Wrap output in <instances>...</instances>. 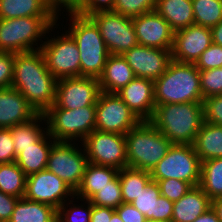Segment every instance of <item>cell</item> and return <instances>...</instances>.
<instances>
[{"label":"cell","mask_w":222,"mask_h":222,"mask_svg":"<svg viewBox=\"0 0 222 222\" xmlns=\"http://www.w3.org/2000/svg\"><path fill=\"white\" fill-rule=\"evenodd\" d=\"M56 84L40 49L15 53L11 87L26 98L37 114H44L54 104Z\"/></svg>","instance_id":"1"},{"label":"cell","mask_w":222,"mask_h":222,"mask_svg":"<svg viewBox=\"0 0 222 222\" xmlns=\"http://www.w3.org/2000/svg\"><path fill=\"white\" fill-rule=\"evenodd\" d=\"M149 122L172 144H193L204 122L203 102L155 105Z\"/></svg>","instance_id":"2"},{"label":"cell","mask_w":222,"mask_h":222,"mask_svg":"<svg viewBox=\"0 0 222 222\" xmlns=\"http://www.w3.org/2000/svg\"><path fill=\"white\" fill-rule=\"evenodd\" d=\"M155 105L204 102L200 70L194 63L171 60L166 71L154 81Z\"/></svg>","instance_id":"3"},{"label":"cell","mask_w":222,"mask_h":222,"mask_svg":"<svg viewBox=\"0 0 222 222\" xmlns=\"http://www.w3.org/2000/svg\"><path fill=\"white\" fill-rule=\"evenodd\" d=\"M69 26L66 31L77 43L80 53L81 76L99 78L110 56L104 39L95 22L78 13L68 14Z\"/></svg>","instance_id":"4"},{"label":"cell","mask_w":222,"mask_h":222,"mask_svg":"<svg viewBox=\"0 0 222 222\" xmlns=\"http://www.w3.org/2000/svg\"><path fill=\"white\" fill-rule=\"evenodd\" d=\"M57 21L55 16L0 19V51L20 53L41 49L42 39L45 40Z\"/></svg>","instance_id":"5"},{"label":"cell","mask_w":222,"mask_h":222,"mask_svg":"<svg viewBox=\"0 0 222 222\" xmlns=\"http://www.w3.org/2000/svg\"><path fill=\"white\" fill-rule=\"evenodd\" d=\"M127 167L151 172L172 143L149 121H141L126 135Z\"/></svg>","instance_id":"6"},{"label":"cell","mask_w":222,"mask_h":222,"mask_svg":"<svg viewBox=\"0 0 222 222\" xmlns=\"http://www.w3.org/2000/svg\"><path fill=\"white\" fill-rule=\"evenodd\" d=\"M44 115L47 131L55 141L81 143L95 130L96 105L76 109L50 107Z\"/></svg>","instance_id":"7"},{"label":"cell","mask_w":222,"mask_h":222,"mask_svg":"<svg viewBox=\"0 0 222 222\" xmlns=\"http://www.w3.org/2000/svg\"><path fill=\"white\" fill-rule=\"evenodd\" d=\"M58 26L63 25L56 23L48 30L47 37L40 49L44 56L46 67L57 80L79 77L81 76V65L77 43L65 28V31H63L65 33L57 31L58 35L54 33V36H52L53 33L51 32L55 28L57 30ZM59 33L61 34L59 35Z\"/></svg>","instance_id":"8"},{"label":"cell","mask_w":222,"mask_h":222,"mask_svg":"<svg viewBox=\"0 0 222 222\" xmlns=\"http://www.w3.org/2000/svg\"><path fill=\"white\" fill-rule=\"evenodd\" d=\"M151 180L177 179L198 186L201 180V160L192 144H172L150 172Z\"/></svg>","instance_id":"9"},{"label":"cell","mask_w":222,"mask_h":222,"mask_svg":"<svg viewBox=\"0 0 222 222\" xmlns=\"http://www.w3.org/2000/svg\"><path fill=\"white\" fill-rule=\"evenodd\" d=\"M78 144L79 142L55 141L46 167L74 191L80 186L88 163L82 144Z\"/></svg>","instance_id":"10"},{"label":"cell","mask_w":222,"mask_h":222,"mask_svg":"<svg viewBox=\"0 0 222 222\" xmlns=\"http://www.w3.org/2000/svg\"><path fill=\"white\" fill-rule=\"evenodd\" d=\"M81 144L89 163L118 170L127 167L125 135L94 130Z\"/></svg>","instance_id":"11"},{"label":"cell","mask_w":222,"mask_h":222,"mask_svg":"<svg viewBox=\"0 0 222 222\" xmlns=\"http://www.w3.org/2000/svg\"><path fill=\"white\" fill-rule=\"evenodd\" d=\"M141 120L117 93L100 92L96 102L95 130L126 135Z\"/></svg>","instance_id":"12"},{"label":"cell","mask_w":222,"mask_h":222,"mask_svg":"<svg viewBox=\"0 0 222 222\" xmlns=\"http://www.w3.org/2000/svg\"><path fill=\"white\" fill-rule=\"evenodd\" d=\"M98 26L110 55H123L138 44L132 18L112 11L89 16Z\"/></svg>","instance_id":"13"},{"label":"cell","mask_w":222,"mask_h":222,"mask_svg":"<svg viewBox=\"0 0 222 222\" xmlns=\"http://www.w3.org/2000/svg\"><path fill=\"white\" fill-rule=\"evenodd\" d=\"M73 196L75 191L47 169L26 177L24 198L27 200L47 204L58 210Z\"/></svg>","instance_id":"14"},{"label":"cell","mask_w":222,"mask_h":222,"mask_svg":"<svg viewBox=\"0 0 222 222\" xmlns=\"http://www.w3.org/2000/svg\"><path fill=\"white\" fill-rule=\"evenodd\" d=\"M100 92L97 78L79 76L59 79L55 102L51 107L76 109L96 105Z\"/></svg>","instance_id":"15"},{"label":"cell","mask_w":222,"mask_h":222,"mask_svg":"<svg viewBox=\"0 0 222 222\" xmlns=\"http://www.w3.org/2000/svg\"><path fill=\"white\" fill-rule=\"evenodd\" d=\"M212 43L211 28L190 25L174 32L171 59L181 63L195 64Z\"/></svg>","instance_id":"16"},{"label":"cell","mask_w":222,"mask_h":222,"mask_svg":"<svg viewBox=\"0 0 222 222\" xmlns=\"http://www.w3.org/2000/svg\"><path fill=\"white\" fill-rule=\"evenodd\" d=\"M135 77L157 80L165 71L171 59V50L135 45L123 55Z\"/></svg>","instance_id":"17"},{"label":"cell","mask_w":222,"mask_h":222,"mask_svg":"<svg viewBox=\"0 0 222 222\" xmlns=\"http://www.w3.org/2000/svg\"><path fill=\"white\" fill-rule=\"evenodd\" d=\"M137 42L140 45L171 50L174 31L155 10L132 18Z\"/></svg>","instance_id":"18"},{"label":"cell","mask_w":222,"mask_h":222,"mask_svg":"<svg viewBox=\"0 0 222 222\" xmlns=\"http://www.w3.org/2000/svg\"><path fill=\"white\" fill-rule=\"evenodd\" d=\"M141 121H149L155 110L154 81L135 77L117 92Z\"/></svg>","instance_id":"19"},{"label":"cell","mask_w":222,"mask_h":222,"mask_svg":"<svg viewBox=\"0 0 222 222\" xmlns=\"http://www.w3.org/2000/svg\"><path fill=\"white\" fill-rule=\"evenodd\" d=\"M36 115V111L17 89H0V128L26 123Z\"/></svg>","instance_id":"20"},{"label":"cell","mask_w":222,"mask_h":222,"mask_svg":"<svg viewBox=\"0 0 222 222\" xmlns=\"http://www.w3.org/2000/svg\"><path fill=\"white\" fill-rule=\"evenodd\" d=\"M147 220L171 222L174 202L161 196L159 186L151 180L131 203Z\"/></svg>","instance_id":"21"},{"label":"cell","mask_w":222,"mask_h":222,"mask_svg":"<svg viewBox=\"0 0 222 222\" xmlns=\"http://www.w3.org/2000/svg\"><path fill=\"white\" fill-rule=\"evenodd\" d=\"M134 78L132 68L122 55H110L98 81L102 92L117 93Z\"/></svg>","instance_id":"22"},{"label":"cell","mask_w":222,"mask_h":222,"mask_svg":"<svg viewBox=\"0 0 222 222\" xmlns=\"http://www.w3.org/2000/svg\"><path fill=\"white\" fill-rule=\"evenodd\" d=\"M209 208H211V199L199 185L194 186L174 202L171 222H193Z\"/></svg>","instance_id":"23"},{"label":"cell","mask_w":222,"mask_h":222,"mask_svg":"<svg viewBox=\"0 0 222 222\" xmlns=\"http://www.w3.org/2000/svg\"><path fill=\"white\" fill-rule=\"evenodd\" d=\"M55 140L48 131L28 148H20V154L16 157L15 163L26 176L45 170L50 150Z\"/></svg>","instance_id":"24"},{"label":"cell","mask_w":222,"mask_h":222,"mask_svg":"<svg viewBox=\"0 0 222 222\" xmlns=\"http://www.w3.org/2000/svg\"><path fill=\"white\" fill-rule=\"evenodd\" d=\"M155 11L174 32L194 24L192 0H157Z\"/></svg>","instance_id":"25"},{"label":"cell","mask_w":222,"mask_h":222,"mask_svg":"<svg viewBox=\"0 0 222 222\" xmlns=\"http://www.w3.org/2000/svg\"><path fill=\"white\" fill-rule=\"evenodd\" d=\"M118 169L87 163L80 186L75 191L78 198L90 200L118 174Z\"/></svg>","instance_id":"26"},{"label":"cell","mask_w":222,"mask_h":222,"mask_svg":"<svg viewBox=\"0 0 222 222\" xmlns=\"http://www.w3.org/2000/svg\"><path fill=\"white\" fill-rule=\"evenodd\" d=\"M192 145L201 162L222 158V126L204 121Z\"/></svg>","instance_id":"27"},{"label":"cell","mask_w":222,"mask_h":222,"mask_svg":"<svg viewBox=\"0 0 222 222\" xmlns=\"http://www.w3.org/2000/svg\"><path fill=\"white\" fill-rule=\"evenodd\" d=\"M8 222H57V209L24 197L19 198Z\"/></svg>","instance_id":"28"},{"label":"cell","mask_w":222,"mask_h":222,"mask_svg":"<svg viewBox=\"0 0 222 222\" xmlns=\"http://www.w3.org/2000/svg\"><path fill=\"white\" fill-rule=\"evenodd\" d=\"M9 129L14 141L17 157L20 154V148L33 146V144H35L47 132L46 117L44 114H37L30 121L15 125Z\"/></svg>","instance_id":"29"},{"label":"cell","mask_w":222,"mask_h":222,"mask_svg":"<svg viewBox=\"0 0 222 222\" xmlns=\"http://www.w3.org/2000/svg\"><path fill=\"white\" fill-rule=\"evenodd\" d=\"M54 16L43 0H0V19Z\"/></svg>","instance_id":"30"},{"label":"cell","mask_w":222,"mask_h":222,"mask_svg":"<svg viewBox=\"0 0 222 222\" xmlns=\"http://www.w3.org/2000/svg\"><path fill=\"white\" fill-rule=\"evenodd\" d=\"M123 203L131 204L151 181L148 171L125 167L118 171Z\"/></svg>","instance_id":"31"},{"label":"cell","mask_w":222,"mask_h":222,"mask_svg":"<svg viewBox=\"0 0 222 222\" xmlns=\"http://www.w3.org/2000/svg\"><path fill=\"white\" fill-rule=\"evenodd\" d=\"M199 186L211 200L222 197V158L201 162Z\"/></svg>","instance_id":"32"},{"label":"cell","mask_w":222,"mask_h":222,"mask_svg":"<svg viewBox=\"0 0 222 222\" xmlns=\"http://www.w3.org/2000/svg\"><path fill=\"white\" fill-rule=\"evenodd\" d=\"M26 177L15 162L0 164V191L17 198H23Z\"/></svg>","instance_id":"33"},{"label":"cell","mask_w":222,"mask_h":222,"mask_svg":"<svg viewBox=\"0 0 222 222\" xmlns=\"http://www.w3.org/2000/svg\"><path fill=\"white\" fill-rule=\"evenodd\" d=\"M194 24L212 28L222 21V0H192Z\"/></svg>","instance_id":"34"},{"label":"cell","mask_w":222,"mask_h":222,"mask_svg":"<svg viewBox=\"0 0 222 222\" xmlns=\"http://www.w3.org/2000/svg\"><path fill=\"white\" fill-rule=\"evenodd\" d=\"M78 200L81 201V205L75 203L79 202ZM91 212L92 203L90 200L73 196L58 208L57 222H90Z\"/></svg>","instance_id":"35"},{"label":"cell","mask_w":222,"mask_h":222,"mask_svg":"<svg viewBox=\"0 0 222 222\" xmlns=\"http://www.w3.org/2000/svg\"><path fill=\"white\" fill-rule=\"evenodd\" d=\"M92 205L116 209L123 203L118 174L90 199Z\"/></svg>","instance_id":"36"},{"label":"cell","mask_w":222,"mask_h":222,"mask_svg":"<svg viewBox=\"0 0 222 222\" xmlns=\"http://www.w3.org/2000/svg\"><path fill=\"white\" fill-rule=\"evenodd\" d=\"M157 0H114L113 11L130 18L155 10Z\"/></svg>","instance_id":"37"},{"label":"cell","mask_w":222,"mask_h":222,"mask_svg":"<svg viewBox=\"0 0 222 222\" xmlns=\"http://www.w3.org/2000/svg\"><path fill=\"white\" fill-rule=\"evenodd\" d=\"M200 88L204 99L218 96L222 91V67L200 70Z\"/></svg>","instance_id":"38"},{"label":"cell","mask_w":222,"mask_h":222,"mask_svg":"<svg viewBox=\"0 0 222 222\" xmlns=\"http://www.w3.org/2000/svg\"><path fill=\"white\" fill-rule=\"evenodd\" d=\"M159 186L161 196L166 197L169 201H178L184 196L192 186L177 179L153 180Z\"/></svg>","instance_id":"39"},{"label":"cell","mask_w":222,"mask_h":222,"mask_svg":"<svg viewBox=\"0 0 222 222\" xmlns=\"http://www.w3.org/2000/svg\"><path fill=\"white\" fill-rule=\"evenodd\" d=\"M199 70L222 67V46L212 43L195 63Z\"/></svg>","instance_id":"40"},{"label":"cell","mask_w":222,"mask_h":222,"mask_svg":"<svg viewBox=\"0 0 222 222\" xmlns=\"http://www.w3.org/2000/svg\"><path fill=\"white\" fill-rule=\"evenodd\" d=\"M204 121L222 126V98L212 96L204 99Z\"/></svg>","instance_id":"41"},{"label":"cell","mask_w":222,"mask_h":222,"mask_svg":"<svg viewBox=\"0 0 222 222\" xmlns=\"http://www.w3.org/2000/svg\"><path fill=\"white\" fill-rule=\"evenodd\" d=\"M15 53L0 51V89L12 86Z\"/></svg>","instance_id":"42"},{"label":"cell","mask_w":222,"mask_h":222,"mask_svg":"<svg viewBox=\"0 0 222 222\" xmlns=\"http://www.w3.org/2000/svg\"><path fill=\"white\" fill-rule=\"evenodd\" d=\"M16 161L14 141L9 128H0V164Z\"/></svg>","instance_id":"43"},{"label":"cell","mask_w":222,"mask_h":222,"mask_svg":"<svg viewBox=\"0 0 222 222\" xmlns=\"http://www.w3.org/2000/svg\"><path fill=\"white\" fill-rule=\"evenodd\" d=\"M48 7V9L54 14V16L59 19L63 12L70 13H79L81 11V2L82 0H43ZM62 8V9H61Z\"/></svg>","instance_id":"44"},{"label":"cell","mask_w":222,"mask_h":222,"mask_svg":"<svg viewBox=\"0 0 222 222\" xmlns=\"http://www.w3.org/2000/svg\"><path fill=\"white\" fill-rule=\"evenodd\" d=\"M114 0H82L78 14L89 17L98 12L113 11Z\"/></svg>","instance_id":"45"},{"label":"cell","mask_w":222,"mask_h":222,"mask_svg":"<svg viewBox=\"0 0 222 222\" xmlns=\"http://www.w3.org/2000/svg\"><path fill=\"white\" fill-rule=\"evenodd\" d=\"M123 222H146L147 219L137 208L132 204L122 203L115 209Z\"/></svg>","instance_id":"46"},{"label":"cell","mask_w":222,"mask_h":222,"mask_svg":"<svg viewBox=\"0 0 222 222\" xmlns=\"http://www.w3.org/2000/svg\"><path fill=\"white\" fill-rule=\"evenodd\" d=\"M19 198L0 191V222H8Z\"/></svg>","instance_id":"47"},{"label":"cell","mask_w":222,"mask_h":222,"mask_svg":"<svg viewBox=\"0 0 222 222\" xmlns=\"http://www.w3.org/2000/svg\"><path fill=\"white\" fill-rule=\"evenodd\" d=\"M114 208L92 205L90 222H111Z\"/></svg>","instance_id":"48"},{"label":"cell","mask_w":222,"mask_h":222,"mask_svg":"<svg viewBox=\"0 0 222 222\" xmlns=\"http://www.w3.org/2000/svg\"><path fill=\"white\" fill-rule=\"evenodd\" d=\"M193 222H221L215 213V211L209 208L202 215L198 216Z\"/></svg>","instance_id":"49"},{"label":"cell","mask_w":222,"mask_h":222,"mask_svg":"<svg viewBox=\"0 0 222 222\" xmlns=\"http://www.w3.org/2000/svg\"><path fill=\"white\" fill-rule=\"evenodd\" d=\"M213 43L222 46V21L211 28Z\"/></svg>","instance_id":"50"},{"label":"cell","mask_w":222,"mask_h":222,"mask_svg":"<svg viewBox=\"0 0 222 222\" xmlns=\"http://www.w3.org/2000/svg\"><path fill=\"white\" fill-rule=\"evenodd\" d=\"M211 207L215 211L217 218L222 222V197L211 200Z\"/></svg>","instance_id":"51"},{"label":"cell","mask_w":222,"mask_h":222,"mask_svg":"<svg viewBox=\"0 0 222 222\" xmlns=\"http://www.w3.org/2000/svg\"><path fill=\"white\" fill-rule=\"evenodd\" d=\"M111 222H123L116 211L112 214Z\"/></svg>","instance_id":"52"},{"label":"cell","mask_w":222,"mask_h":222,"mask_svg":"<svg viewBox=\"0 0 222 222\" xmlns=\"http://www.w3.org/2000/svg\"><path fill=\"white\" fill-rule=\"evenodd\" d=\"M146 222H166V221H160V220H147Z\"/></svg>","instance_id":"53"}]
</instances>
